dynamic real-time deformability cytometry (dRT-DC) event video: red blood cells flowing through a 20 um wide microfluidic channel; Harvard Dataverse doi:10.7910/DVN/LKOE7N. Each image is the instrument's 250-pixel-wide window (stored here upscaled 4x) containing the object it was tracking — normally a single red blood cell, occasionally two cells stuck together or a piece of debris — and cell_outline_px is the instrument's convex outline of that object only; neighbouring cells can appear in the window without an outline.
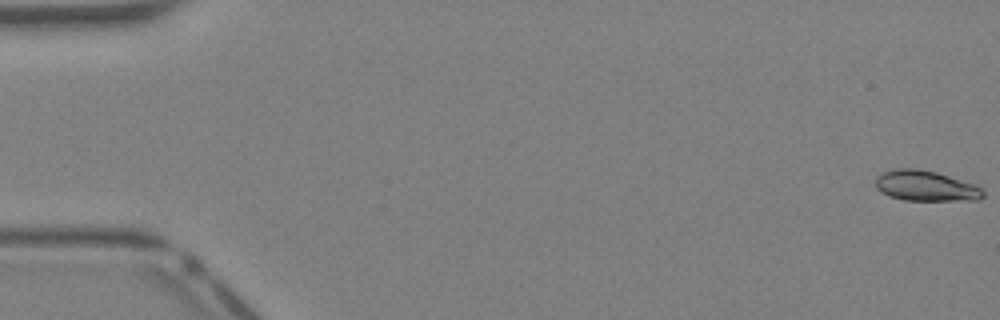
{"species": "Egyptian fruit bat (a non-hibernating species)", "species_latin": "Rousettus aegyptiacus", "temperature_condition": "warm", "stored_images_in_passage": 41, "camera_frame_rate_fps": 3000, "um_per_image_px": 0.085, "animal": {"sex": "female"}, "frame": {"image": 1, "passage_image": 1, "time_ms": 0.0, "image_size_px": [1000, 320], "cell_outline_px": [[984, 196], [980, 200], [904, 200], [888, 196], [880, 192], [876, 188], [876, 176], [880, 172], [896, 168], [916, 168], [936, 172], [976, 184], [984, 192]], "centroid_in_image_um": [78.66, 15.79], "position_along_channel_um": 6.3, "area_um2": 19.31}}
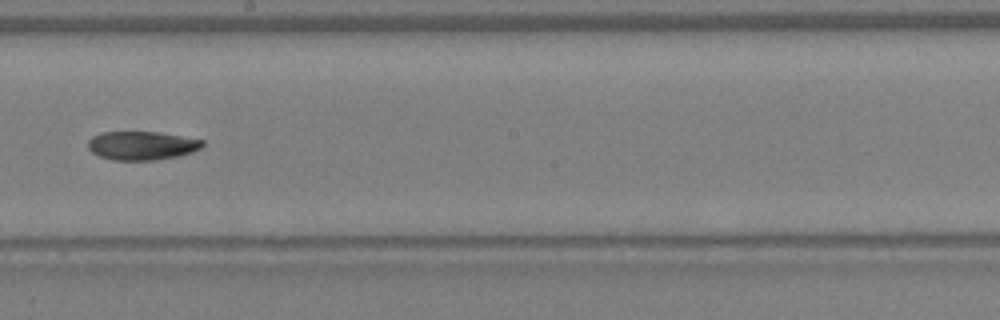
{"frame": {"image": 2, "passage_image": 24, "time_ms": 7.667, "image_size_px": [1000, 320], "cell_outline_px": [[204, 144], [200, 148], [192, 152], [176, 156], [156, 160], [116, 160], [100, 156], [92, 152], [88, 148], [88, 140], [92, 136], [100, 132], [156, 132], [204, 140]], "centroid_in_image_um": [12.03, 12.37], "position_along_channel_um": 236.2, "area_um2": 18.96}}
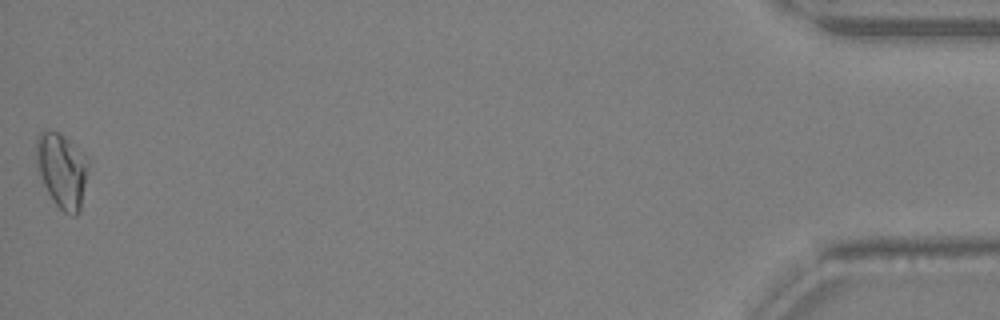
{"frame": {"image": 3, "passage_image": 41, "time_ms": 13.333, "image_size_px": [1000, 320], "cell_outline_px": [[88, 164], [80, 212], [76, 216], [72, 216], [64, 212], [56, 204], [48, 192], [40, 176], [36, 164], [36, 136], [40, 132], [60, 132], [88, 160]], "centroid_in_image_um": [5.24, 14.5], "position_along_channel_um": 430.0, "area_um2": 22.2}}